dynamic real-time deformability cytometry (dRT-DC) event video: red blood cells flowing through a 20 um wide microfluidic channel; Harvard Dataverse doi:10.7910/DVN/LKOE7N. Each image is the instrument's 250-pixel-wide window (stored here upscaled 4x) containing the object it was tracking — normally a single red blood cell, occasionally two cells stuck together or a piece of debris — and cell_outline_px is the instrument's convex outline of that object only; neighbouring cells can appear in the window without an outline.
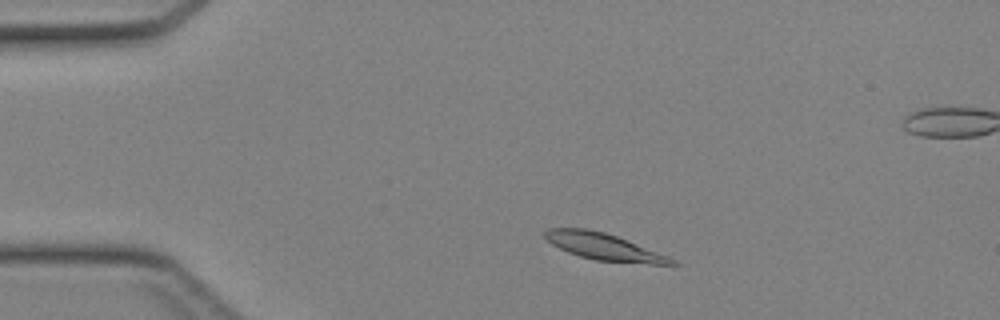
{"species": "Egyptian fruit bat (a non-hibernating species)", "species_latin": "Rousettus aegyptiacus", "temperature_condition": "cold", "stored_images_in_passage": 42, "segment_of_instrument_passage": [1, 2], "camera_frame_rate_fps": 3000, "um_per_image_px": 0.085, "animal": {"sex": "female"}, "frame": {"image": 1, "passage_image": 5, "time_ms": 1.333, "image_size_px": [1000, 320], "cell_outline_px": [[680, 264], [652, 264], [596, 260], [580, 256], [568, 252], [552, 244], [544, 236], [544, 232], [548, 228], [588, 228], [604, 232], [616, 236], [668, 256], [676, 260]], "centroid_in_image_um": [51.31, 20.96], "position_along_channel_um": 33.7, "area_um2": 19.48}}
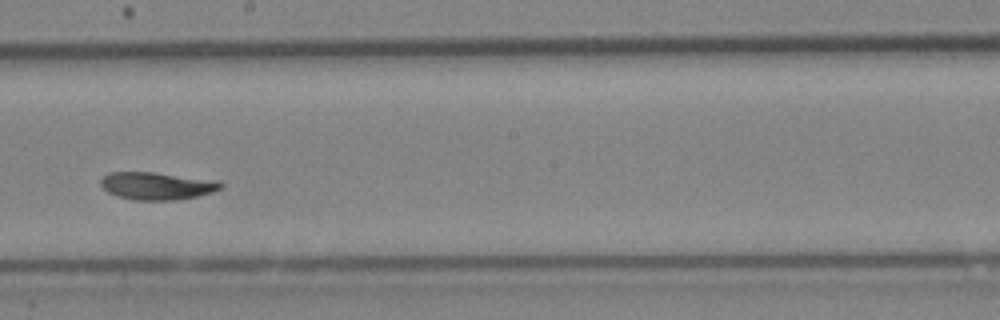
{"frame": {"image": 2, "passage_image": 22, "time_ms": 7.0, "image_size_px": [1000, 320], "cell_outline_px": [[224, 184], [220, 188], [212, 192], [196, 196], [176, 200], [136, 200], [116, 196], [108, 192], [100, 184], [100, 180], [108, 172], [152, 172], [216, 180]], "centroid_in_image_um": [13.31, 15.8], "position_along_channel_um": 234.9, "area_um2": 19.13}}
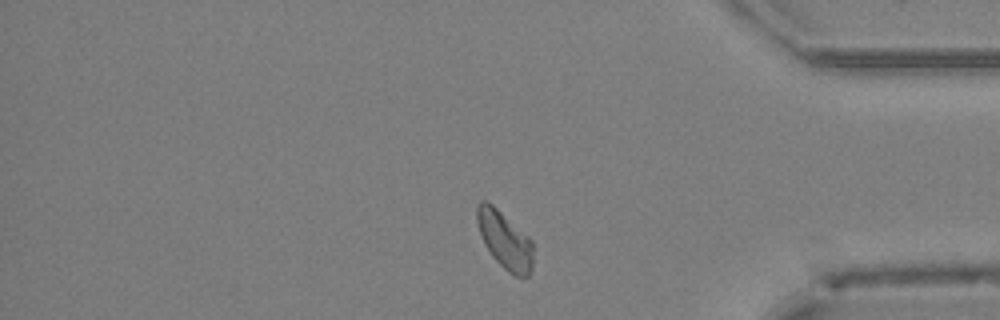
{"frame": {"image": 3, "passage_image": 34, "time_ms": 11.0, "image_size_px": [1000, 320], "cell_outline_px": [[532, 272], [528, 276], [512, 276], [492, 256], [484, 244], [476, 220], [476, 204], [480, 200], [484, 200], [492, 204], [528, 236], [532, 240]], "centroid_in_image_um": [42.89, 20.4], "position_along_channel_um": 392.3, "area_um2": 18.73}}